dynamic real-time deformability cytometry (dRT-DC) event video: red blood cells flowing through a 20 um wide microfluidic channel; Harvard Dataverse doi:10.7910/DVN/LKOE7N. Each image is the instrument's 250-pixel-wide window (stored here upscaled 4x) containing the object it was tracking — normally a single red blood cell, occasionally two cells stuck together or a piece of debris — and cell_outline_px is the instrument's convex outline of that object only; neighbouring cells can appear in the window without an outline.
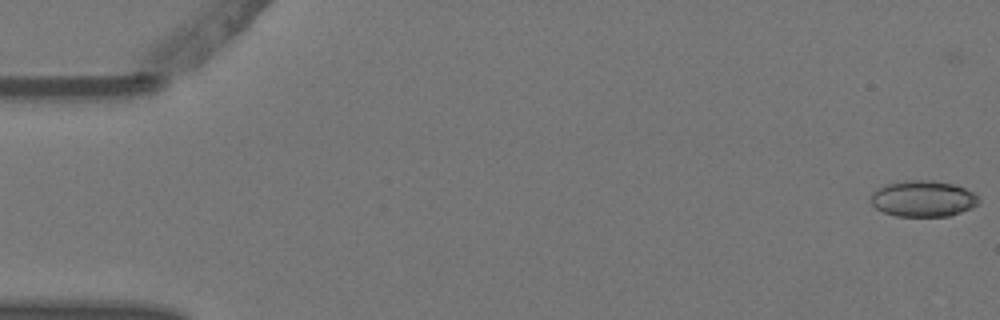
{"species": "Egyptian fruit bat (a non-hibernating species)", "species_latin": "Rousettus aegyptiacus", "temperature_condition": "warm", "stored_images_in_passage": 6, "camera_frame_rate_fps": 3000, "um_per_image_px": 0.085, "animal": {"sex": "female"}, "frame": {"image": 1, "passage_image": 1, "time_ms": 0.0, "image_size_px": [1000, 320], "cell_outline_px": [[980, 200], [972, 208], [948, 216], [896, 216], [884, 212], [876, 208], [872, 204], [872, 192], [876, 188], [884, 184], [904, 180], [932, 180], [952, 184], [964, 188], [972, 192]], "centroid_in_image_um": [78.43, 16.88], "position_along_channel_um": 6.6, "area_um2": 22.66}}
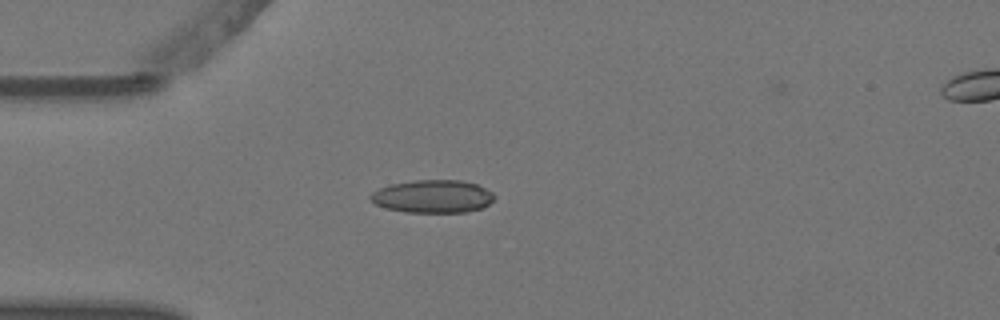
{"frame": {"image": 2, "passage_image": 5, "time_ms": 1.333, "image_size_px": [1000, 320], "cell_outline_px": [[496, 196], [484, 208], [468, 212], [404, 212], [388, 208], [376, 204], [368, 200], [368, 196], [372, 192], [380, 188], [392, 184], [416, 180], [460, 180], [476, 184], [492, 192]], "centroid_in_image_um": [36.78, 16.7], "position_along_channel_um": 48.2, "area_um2": 23.76}}